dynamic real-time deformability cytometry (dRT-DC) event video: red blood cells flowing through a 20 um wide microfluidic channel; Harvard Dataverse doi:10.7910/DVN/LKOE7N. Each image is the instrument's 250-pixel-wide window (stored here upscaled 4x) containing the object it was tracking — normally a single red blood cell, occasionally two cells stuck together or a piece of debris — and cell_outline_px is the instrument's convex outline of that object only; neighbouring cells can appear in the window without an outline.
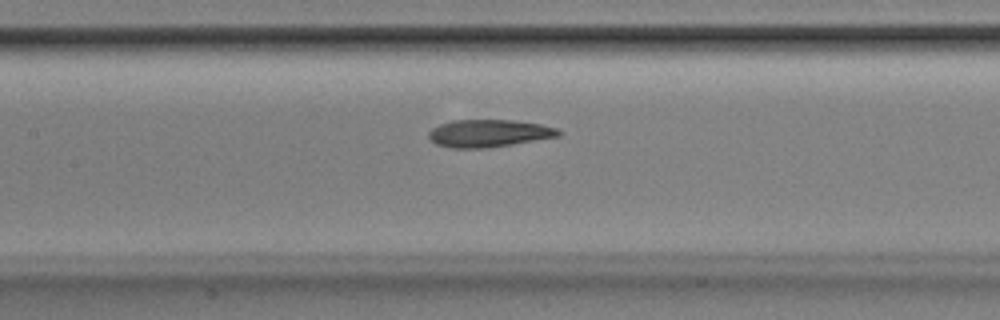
{"species": "Egyptian fruit bat (a non-hibernating species)", "species_latin": "Rousettus aegyptiacus", "temperature_condition": "room temperature", "stored_images_in_passage": 48, "camera_frame_rate_fps": 3000, "um_per_image_px": 0.085, "animal": {"sex": "male"}, "frame": {"image": 1, "passage_image": 20, "time_ms": 6.333, "image_size_px": [1000, 320], "cell_outline_px": [[564, 132], [560, 136], [512, 144], [484, 148], [452, 148], [436, 144], [428, 136], [428, 132], [432, 128], [440, 124], [452, 120], [512, 120], [540, 124], [556, 128]], "centroid_in_image_um": [41.55, 11.33], "position_along_channel_um": 165.8, "area_um2": 20.75}}
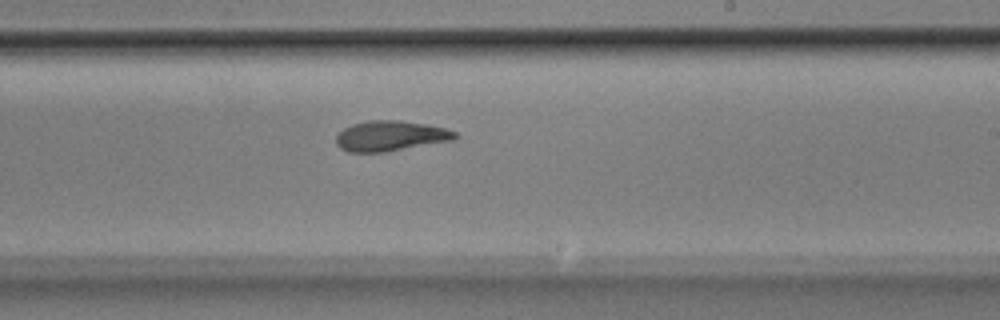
{"frame": {"image": 2, "passage_image": 27, "time_ms": 8.667, "image_size_px": [1000, 320], "cell_outline_px": [[460, 136], [456, 140], [384, 152], [348, 152], [340, 148], [336, 144], [336, 136], [344, 128], [352, 124], [368, 120], [396, 120], [428, 124], [444, 128], [456, 132]], "centroid_in_image_um": [33.22, 11.55], "position_along_channel_um": 255.8, "area_um2": 21.15}}
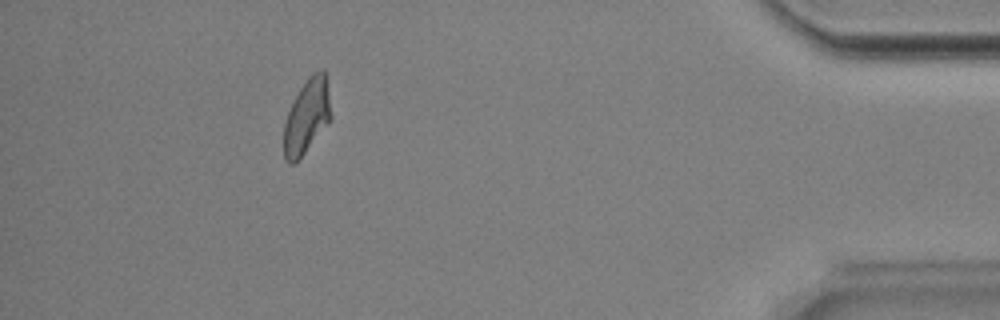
{"frame": {"image": 3, "passage_image": 43, "time_ms": 14.0, "image_size_px": [1000, 320], "cell_outline_px": [[332, 116], [304, 152], [292, 164], [288, 164], [284, 160], [284, 124], [288, 112], [300, 88], [308, 76], [312, 72], [324, 68], [328, 80]], "centroid_in_image_um": [26.1, 9.81], "position_along_channel_um": 409.1, "area_um2": 20.23}, "authors_computed_cell_mechanics": {"area_um2": 20.7502, "velocity_mm_per_s": 3.8809, "shape_relaxation_time_tau1_ms": 6.0024, "shape_relaxation_time_tau2_ms": 3.8371, "deformation_change_tau1": 0.1904, "deformation_change_tau2": 0.1192}}